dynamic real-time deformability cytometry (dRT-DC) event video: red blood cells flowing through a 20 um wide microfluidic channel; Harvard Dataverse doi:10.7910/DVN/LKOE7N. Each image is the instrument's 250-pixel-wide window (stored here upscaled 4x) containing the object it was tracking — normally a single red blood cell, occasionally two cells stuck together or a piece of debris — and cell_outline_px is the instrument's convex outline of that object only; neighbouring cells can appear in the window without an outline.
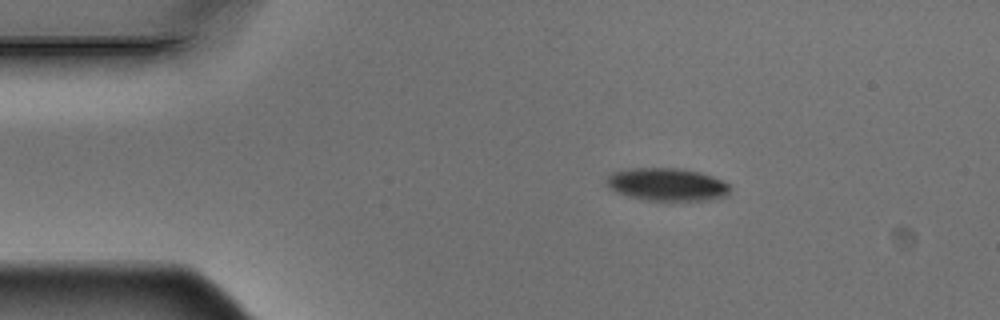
{"species": "Egyptian fruit bat (a non-hibernating species)", "species_latin": "Rousettus aegyptiacus", "temperature_condition": "warm", "stored_images_in_passage": 9, "camera_frame_rate_fps": 3000, "um_per_image_px": 0.085, "animal": {"sex": "male"}, "frame": {"image": 1, "passage_image": 1, "time_ms": 0.0, "image_size_px": [1000, 320], "cell_outline_px": [[728, 192], [724, 196], [704, 200], [648, 200], [628, 196], [616, 192], [608, 188], [608, 176], [612, 172], [628, 168], [680, 168], [700, 172], [712, 176], [728, 184]], "centroid_in_image_um": [56.65, 15.66], "position_along_channel_um": 28.4, "area_um2": 23.29}}
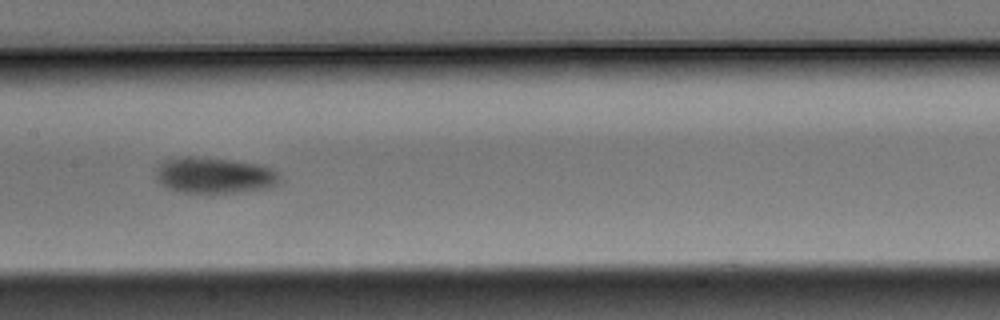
{"frame": {"image": 2, "passage_image": 6, "time_ms": 1.667, "image_size_px": [1000, 320], "cell_outline_px": [[280, 176], [276, 184], [264, 188], [236, 192], [180, 192], [164, 188], [156, 180], [156, 168], [164, 160], [180, 156], [196, 156], [232, 160], [260, 164], [272, 168]], "centroid_in_image_um": [18.14, 14.88], "position_along_channel_um": 189.3, "area_um2": 26.07}}
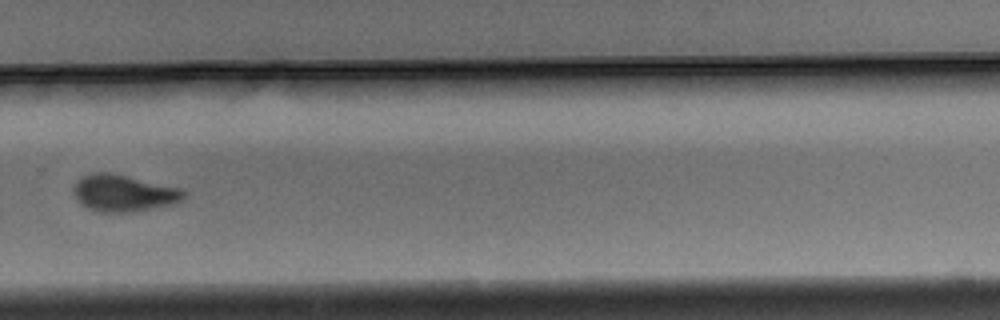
{"frame": {"image": 3, "passage_image": 9, "time_ms": 2.667, "image_size_px": [1000, 320], "cell_outline_px": [[184, 196], [176, 204], [128, 212], [100, 212], [88, 208], [80, 204], [76, 200], [72, 192], [72, 188], [76, 180], [80, 176], [92, 172], [108, 172], [180, 188], [184, 192]], "centroid_in_image_um": [10.42, 16.41], "position_along_channel_um": 319.4, "area_um2": 23.64}}